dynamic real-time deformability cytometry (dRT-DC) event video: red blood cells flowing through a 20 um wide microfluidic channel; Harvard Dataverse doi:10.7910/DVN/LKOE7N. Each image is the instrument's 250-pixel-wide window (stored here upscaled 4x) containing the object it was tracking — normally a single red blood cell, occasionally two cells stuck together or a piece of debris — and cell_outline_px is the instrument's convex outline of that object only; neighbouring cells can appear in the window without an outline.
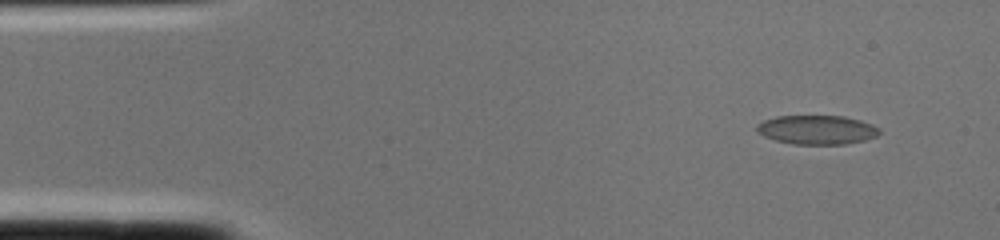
{"species": "common noctule bat (a hibernating species)", "species_latin": "Nyctalus noctula", "temperature_condition": "cold", "stored_images_in_passage": 1, "camera_frame_rate_fps": 3000, "um_per_image_px": 0.085, "animal": {"sex": "female", "body_mass_g": 22.0, "forearm_length_mm": 56.7}, "frame": {"image": 1, "passage_image": 1, "time_ms": 0.0, "image_size_px": [1000, 240], "cell_outline_px": [[880, 132], [876, 136], [864, 140], [844, 144], [792, 144], [776, 140], [764, 136], [756, 132], [756, 124], [764, 120], [776, 116], [844, 116], [860, 120], [872, 124], [880, 128]], "centroid_in_image_um": [69.42, 11.03], "position_along_channel_um": 15.6, "area_um2": 20.81}}